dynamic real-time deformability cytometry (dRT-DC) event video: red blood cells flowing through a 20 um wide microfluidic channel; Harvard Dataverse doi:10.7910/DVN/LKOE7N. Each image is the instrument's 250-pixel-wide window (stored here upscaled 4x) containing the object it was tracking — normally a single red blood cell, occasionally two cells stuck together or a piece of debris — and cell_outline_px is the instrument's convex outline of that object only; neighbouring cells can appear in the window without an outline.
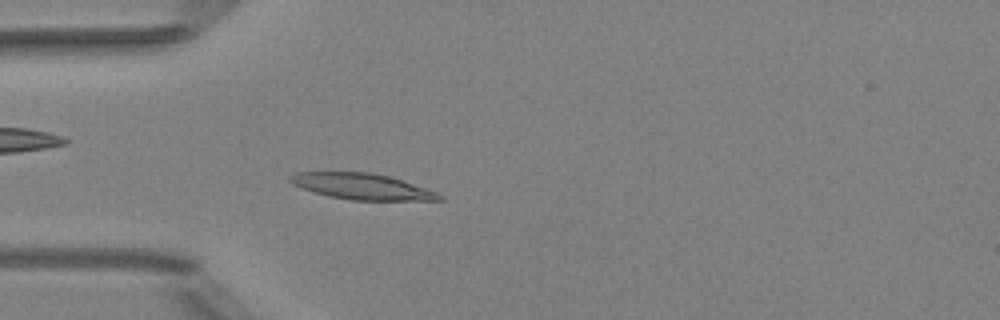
{"species": "Egyptian fruit bat (a non-hibernating species)", "species_latin": "Rousettus aegyptiacus", "temperature_condition": "room temperature", "stored_images_in_passage": 5, "camera_frame_rate_fps": 3000, "um_per_image_px": 0.085, "animal": {"sex": "female"}, "frame": {"image": 1, "passage_image": 5, "time_ms": 1.333, "image_size_px": [1000, 320], "cell_outline_px": [[444, 200], [352, 200], [328, 196], [312, 192], [292, 184], [288, 180], [288, 176], [296, 172], [368, 172], [388, 176], [436, 192], [444, 196]], "centroid_in_image_um": [30.7, 15.85], "position_along_channel_um": 54.3, "area_um2": 22.43}}